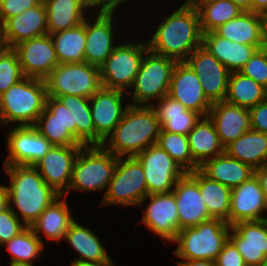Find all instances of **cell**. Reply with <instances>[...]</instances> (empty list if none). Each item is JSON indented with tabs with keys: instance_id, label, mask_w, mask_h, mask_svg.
I'll list each match as a JSON object with an SVG mask.
<instances>
[{
	"instance_id": "94428289",
	"label": "cell",
	"mask_w": 267,
	"mask_h": 266,
	"mask_svg": "<svg viewBox=\"0 0 267 266\" xmlns=\"http://www.w3.org/2000/svg\"><path fill=\"white\" fill-rule=\"evenodd\" d=\"M198 1H200V0H186L185 1V3H188V4H195V3H197Z\"/></svg>"
},
{
	"instance_id": "9c48e42d",
	"label": "cell",
	"mask_w": 267,
	"mask_h": 266,
	"mask_svg": "<svg viewBox=\"0 0 267 266\" xmlns=\"http://www.w3.org/2000/svg\"><path fill=\"white\" fill-rule=\"evenodd\" d=\"M147 195V184L140 162L135 157H126V159L118 157L102 204L141 206Z\"/></svg>"
},
{
	"instance_id": "ac0fdd59",
	"label": "cell",
	"mask_w": 267,
	"mask_h": 266,
	"mask_svg": "<svg viewBox=\"0 0 267 266\" xmlns=\"http://www.w3.org/2000/svg\"><path fill=\"white\" fill-rule=\"evenodd\" d=\"M229 210V225L242 221H257L267 217V200L259 178L254 174L247 181L232 188Z\"/></svg>"
},
{
	"instance_id": "2e32d148",
	"label": "cell",
	"mask_w": 267,
	"mask_h": 266,
	"mask_svg": "<svg viewBox=\"0 0 267 266\" xmlns=\"http://www.w3.org/2000/svg\"><path fill=\"white\" fill-rule=\"evenodd\" d=\"M82 146L53 145L43 158L34 165L44 181L61 196H64V192L68 191L75 160Z\"/></svg>"
},
{
	"instance_id": "db71d44e",
	"label": "cell",
	"mask_w": 267,
	"mask_h": 266,
	"mask_svg": "<svg viewBox=\"0 0 267 266\" xmlns=\"http://www.w3.org/2000/svg\"><path fill=\"white\" fill-rule=\"evenodd\" d=\"M9 207L8 192L6 186L0 185V212Z\"/></svg>"
},
{
	"instance_id": "d6986e66",
	"label": "cell",
	"mask_w": 267,
	"mask_h": 266,
	"mask_svg": "<svg viewBox=\"0 0 267 266\" xmlns=\"http://www.w3.org/2000/svg\"><path fill=\"white\" fill-rule=\"evenodd\" d=\"M48 34L47 12L43 0L1 25L2 46L14 48L23 41Z\"/></svg>"
},
{
	"instance_id": "7c38bea8",
	"label": "cell",
	"mask_w": 267,
	"mask_h": 266,
	"mask_svg": "<svg viewBox=\"0 0 267 266\" xmlns=\"http://www.w3.org/2000/svg\"><path fill=\"white\" fill-rule=\"evenodd\" d=\"M100 10L96 13V21L90 24L86 18V45H85V62L100 66L105 62L112 53L114 46L113 38V12L117 5L102 3Z\"/></svg>"
},
{
	"instance_id": "680465c9",
	"label": "cell",
	"mask_w": 267,
	"mask_h": 266,
	"mask_svg": "<svg viewBox=\"0 0 267 266\" xmlns=\"http://www.w3.org/2000/svg\"><path fill=\"white\" fill-rule=\"evenodd\" d=\"M9 266H33V264L27 262H20V261H11Z\"/></svg>"
},
{
	"instance_id": "60d3db41",
	"label": "cell",
	"mask_w": 267,
	"mask_h": 266,
	"mask_svg": "<svg viewBox=\"0 0 267 266\" xmlns=\"http://www.w3.org/2000/svg\"><path fill=\"white\" fill-rule=\"evenodd\" d=\"M200 78L203 74L231 73L202 45L196 48L185 61Z\"/></svg>"
},
{
	"instance_id": "30bf717a",
	"label": "cell",
	"mask_w": 267,
	"mask_h": 266,
	"mask_svg": "<svg viewBox=\"0 0 267 266\" xmlns=\"http://www.w3.org/2000/svg\"><path fill=\"white\" fill-rule=\"evenodd\" d=\"M148 45L125 43L116 46L100 66L103 88L123 91L132 88Z\"/></svg>"
},
{
	"instance_id": "f5cc1de1",
	"label": "cell",
	"mask_w": 267,
	"mask_h": 266,
	"mask_svg": "<svg viewBox=\"0 0 267 266\" xmlns=\"http://www.w3.org/2000/svg\"><path fill=\"white\" fill-rule=\"evenodd\" d=\"M252 12L261 15L267 12V0H252Z\"/></svg>"
},
{
	"instance_id": "4dcf8cb0",
	"label": "cell",
	"mask_w": 267,
	"mask_h": 266,
	"mask_svg": "<svg viewBox=\"0 0 267 266\" xmlns=\"http://www.w3.org/2000/svg\"><path fill=\"white\" fill-rule=\"evenodd\" d=\"M187 137L192 158L199 166L206 160L224 153V147L209 116L200 119Z\"/></svg>"
},
{
	"instance_id": "7dc6e473",
	"label": "cell",
	"mask_w": 267,
	"mask_h": 266,
	"mask_svg": "<svg viewBox=\"0 0 267 266\" xmlns=\"http://www.w3.org/2000/svg\"><path fill=\"white\" fill-rule=\"evenodd\" d=\"M42 0H0V25L38 5Z\"/></svg>"
},
{
	"instance_id": "11a10c76",
	"label": "cell",
	"mask_w": 267,
	"mask_h": 266,
	"mask_svg": "<svg viewBox=\"0 0 267 266\" xmlns=\"http://www.w3.org/2000/svg\"><path fill=\"white\" fill-rule=\"evenodd\" d=\"M114 263H95V262H82L72 261L71 266H113Z\"/></svg>"
},
{
	"instance_id": "6125c7cd",
	"label": "cell",
	"mask_w": 267,
	"mask_h": 266,
	"mask_svg": "<svg viewBox=\"0 0 267 266\" xmlns=\"http://www.w3.org/2000/svg\"><path fill=\"white\" fill-rule=\"evenodd\" d=\"M257 266H267V261L266 262H263L262 264L257 265Z\"/></svg>"
},
{
	"instance_id": "f907efd6",
	"label": "cell",
	"mask_w": 267,
	"mask_h": 266,
	"mask_svg": "<svg viewBox=\"0 0 267 266\" xmlns=\"http://www.w3.org/2000/svg\"><path fill=\"white\" fill-rule=\"evenodd\" d=\"M256 176L259 178V181L262 186V190L267 200V163L262 167L255 170Z\"/></svg>"
},
{
	"instance_id": "7402d4cb",
	"label": "cell",
	"mask_w": 267,
	"mask_h": 266,
	"mask_svg": "<svg viewBox=\"0 0 267 266\" xmlns=\"http://www.w3.org/2000/svg\"><path fill=\"white\" fill-rule=\"evenodd\" d=\"M178 209L179 231L212 219L200 195L198 183L186 173L172 190Z\"/></svg>"
},
{
	"instance_id": "e575fe53",
	"label": "cell",
	"mask_w": 267,
	"mask_h": 266,
	"mask_svg": "<svg viewBox=\"0 0 267 266\" xmlns=\"http://www.w3.org/2000/svg\"><path fill=\"white\" fill-rule=\"evenodd\" d=\"M266 93L267 89L253 79L240 72H231L225 101L250 109L266 100Z\"/></svg>"
},
{
	"instance_id": "cb8c5ba5",
	"label": "cell",
	"mask_w": 267,
	"mask_h": 266,
	"mask_svg": "<svg viewBox=\"0 0 267 266\" xmlns=\"http://www.w3.org/2000/svg\"><path fill=\"white\" fill-rule=\"evenodd\" d=\"M47 12L48 34L64 31L81 24L84 9L100 6V0H43Z\"/></svg>"
},
{
	"instance_id": "91938a15",
	"label": "cell",
	"mask_w": 267,
	"mask_h": 266,
	"mask_svg": "<svg viewBox=\"0 0 267 266\" xmlns=\"http://www.w3.org/2000/svg\"><path fill=\"white\" fill-rule=\"evenodd\" d=\"M128 0H107V3L108 4H112V5H119L121 4L122 2H127Z\"/></svg>"
},
{
	"instance_id": "6da1fadb",
	"label": "cell",
	"mask_w": 267,
	"mask_h": 266,
	"mask_svg": "<svg viewBox=\"0 0 267 266\" xmlns=\"http://www.w3.org/2000/svg\"><path fill=\"white\" fill-rule=\"evenodd\" d=\"M148 49L156 54L185 62L202 45L203 32L199 14L193 4L185 3L157 26Z\"/></svg>"
},
{
	"instance_id": "6f0895ef",
	"label": "cell",
	"mask_w": 267,
	"mask_h": 266,
	"mask_svg": "<svg viewBox=\"0 0 267 266\" xmlns=\"http://www.w3.org/2000/svg\"><path fill=\"white\" fill-rule=\"evenodd\" d=\"M261 18H262L264 47H267V12L263 13L261 15Z\"/></svg>"
},
{
	"instance_id": "d590c367",
	"label": "cell",
	"mask_w": 267,
	"mask_h": 266,
	"mask_svg": "<svg viewBox=\"0 0 267 266\" xmlns=\"http://www.w3.org/2000/svg\"><path fill=\"white\" fill-rule=\"evenodd\" d=\"M71 111L72 125L76 126V139L83 145H95V129L88 98L74 95L56 97Z\"/></svg>"
},
{
	"instance_id": "c3c4849f",
	"label": "cell",
	"mask_w": 267,
	"mask_h": 266,
	"mask_svg": "<svg viewBox=\"0 0 267 266\" xmlns=\"http://www.w3.org/2000/svg\"><path fill=\"white\" fill-rule=\"evenodd\" d=\"M215 262L217 266H247L230 239L224 244Z\"/></svg>"
},
{
	"instance_id": "f6af8a7d",
	"label": "cell",
	"mask_w": 267,
	"mask_h": 266,
	"mask_svg": "<svg viewBox=\"0 0 267 266\" xmlns=\"http://www.w3.org/2000/svg\"><path fill=\"white\" fill-rule=\"evenodd\" d=\"M239 72L267 89V47L257 49Z\"/></svg>"
},
{
	"instance_id": "484cf974",
	"label": "cell",
	"mask_w": 267,
	"mask_h": 266,
	"mask_svg": "<svg viewBox=\"0 0 267 266\" xmlns=\"http://www.w3.org/2000/svg\"><path fill=\"white\" fill-rule=\"evenodd\" d=\"M158 101L157 106L154 103H150V106L155 110L163 131L188 135L202 117L199 113L186 109L169 95Z\"/></svg>"
},
{
	"instance_id": "5b68a950",
	"label": "cell",
	"mask_w": 267,
	"mask_h": 266,
	"mask_svg": "<svg viewBox=\"0 0 267 266\" xmlns=\"http://www.w3.org/2000/svg\"><path fill=\"white\" fill-rule=\"evenodd\" d=\"M227 222L221 219H210L194 227L181 229L173 242L178 244L175 256L188 260H216L229 240Z\"/></svg>"
},
{
	"instance_id": "8fae6325",
	"label": "cell",
	"mask_w": 267,
	"mask_h": 266,
	"mask_svg": "<svg viewBox=\"0 0 267 266\" xmlns=\"http://www.w3.org/2000/svg\"><path fill=\"white\" fill-rule=\"evenodd\" d=\"M135 158L143 167L148 195L172 192L176 182L187 173L157 144L149 146Z\"/></svg>"
},
{
	"instance_id": "4316f807",
	"label": "cell",
	"mask_w": 267,
	"mask_h": 266,
	"mask_svg": "<svg viewBox=\"0 0 267 266\" xmlns=\"http://www.w3.org/2000/svg\"><path fill=\"white\" fill-rule=\"evenodd\" d=\"M199 170L213 181L229 188H235L255 174V170L239 160L229 157L225 152L206 160Z\"/></svg>"
},
{
	"instance_id": "1f68e13d",
	"label": "cell",
	"mask_w": 267,
	"mask_h": 266,
	"mask_svg": "<svg viewBox=\"0 0 267 266\" xmlns=\"http://www.w3.org/2000/svg\"><path fill=\"white\" fill-rule=\"evenodd\" d=\"M62 198L63 196H60L50 204L30 226L37 237L42 231L49 240L64 239L65 233L75 219L71 216L66 199L62 201Z\"/></svg>"
},
{
	"instance_id": "d6a6232c",
	"label": "cell",
	"mask_w": 267,
	"mask_h": 266,
	"mask_svg": "<svg viewBox=\"0 0 267 266\" xmlns=\"http://www.w3.org/2000/svg\"><path fill=\"white\" fill-rule=\"evenodd\" d=\"M63 240L67 241L80 254L79 259L73 261L114 263L97 235L76 221L71 224Z\"/></svg>"
},
{
	"instance_id": "f35d334b",
	"label": "cell",
	"mask_w": 267,
	"mask_h": 266,
	"mask_svg": "<svg viewBox=\"0 0 267 266\" xmlns=\"http://www.w3.org/2000/svg\"><path fill=\"white\" fill-rule=\"evenodd\" d=\"M12 254V261L27 262L33 264L43 250L44 243L37 237L31 227H26L18 235L4 243Z\"/></svg>"
},
{
	"instance_id": "83f0119b",
	"label": "cell",
	"mask_w": 267,
	"mask_h": 266,
	"mask_svg": "<svg viewBox=\"0 0 267 266\" xmlns=\"http://www.w3.org/2000/svg\"><path fill=\"white\" fill-rule=\"evenodd\" d=\"M214 32L232 42L264 46L261 14L252 11H243L238 17L216 28Z\"/></svg>"
},
{
	"instance_id": "ba28073f",
	"label": "cell",
	"mask_w": 267,
	"mask_h": 266,
	"mask_svg": "<svg viewBox=\"0 0 267 266\" xmlns=\"http://www.w3.org/2000/svg\"><path fill=\"white\" fill-rule=\"evenodd\" d=\"M142 58L139 71L133 83V102L144 106L152 99L159 100L169 93L171 74L175 60L156 54L149 49Z\"/></svg>"
},
{
	"instance_id": "7a4b0ae2",
	"label": "cell",
	"mask_w": 267,
	"mask_h": 266,
	"mask_svg": "<svg viewBox=\"0 0 267 266\" xmlns=\"http://www.w3.org/2000/svg\"><path fill=\"white\" fill-rule=\"evenodd\" d=\"M9 175V207L27 227H30L40 214L61 195L50 187L34 166L3 165ZM20 215L13 209L14 205Z\"/></svg>"
},
{
	"instance_id": "3957f363",
	"label": "cell",
	"mask_w": 267,
	"mask_h": 266,
	"mask_svg": "<svg viewBox=\"0 0 267 266\" xmlns=\"http://www.w3.org/2000/svg\"><path fill=\"white\" fill-rule=\"evenodd\" d=\"M160 129L156 112L149 104L129 105L119 124L107 137L108 141L105 140L102 146L117 157H135L157 143Z\"/></svg>"
},
{
	"instance_id": "8d00e7d4",
	"label": "cell",
	"mask_w": 267,
	"mask_h": 266,
	"mask_svg": "<svg viewBox=\"0 0 267 266\" xmlns=\"http://www.w3.org/2000/svg\"><path fill=\"white\" fill-rule=\"evenodd\" d=\"M194 6L198 11L203 33L213 32L244 11L231 0H200Z\"/></svg>"
},
{
	"instance_id": "816d5d0a",
	"label": "cell",
	"mask_w": 267,
	"mask_h": 266,
	"mask_svg": "<svg viewBox=\"0 0 267 266\" xmlns=\"http://www.w3.org/2000/svg\"><path fill=\"white\" fill-rule=\"evenodd\" d=\"M176 261L177 266H217L214 260H188Z\"/></svg>"
},
{
	"instance_id": "7bdbcfd3",
	"label": "cell",
	"mask_w": 267,
	"mask_h": 266,
	"mask_svg": "<svg viewBox=\"0 0 267 266\" xmlns=\"http://www.w3.org/2000/svg\"><path fill=\"white\" fill-rule=\"evenodd\" d=\"M37 121H59L76 138V126L72 125L71 111L57 98L47 96L46 106Z\"/></svg>"
},
{
	"instance_id": "8992f818",
	"label": "cell",
	"mask_w": 267,
	"mask_h": 266,
	"mask_svg": "<svg viewBox=\"0 0 267 266\" xmlns=\"http://www.w3.org/2000/svg\"><path fill=\"white\" fill-rule=\"evenodd\" d=\"M118 157L102 145L82 146L75 160L68 191H96L108 188Z\"/></svg>"
},
{
	"instance_id": "9a60e30c",
	"label": "cell",
	"mask_w": 267,
	"mask_h": 266,
	"mask_svg": "<svg viewBox=\"0 0 267 266\" xmlns=\"http://www.w3.org/2000/svg\"><path fill=\"white\" fill-rule=\"evenodd\" d=\"M168 95L186 109L208 116L212 102L206 97L200 78L186 62H177L171 74Z\"/></svg>"
},
{
	"instance_id": "681fc988",
	"label": "cell",
	"mask_w": 267,
	"mask_h": 266,
	"mask_svg": "<svg viewBox=\"0 0 267 266\" xmlns=\"http://www.w3.org/2000/svg\"><path fill=\"white\" fill-rule=\"evenodd\" d=\"M249 110L251 129L267 134V99Z\"/></svg>"
},
{
	"instance_id": "ffe728a7",
	"label": "cell",
	"mask_w": 267,
	"mask_h": 266,
	"mask_svg": "<svg viewBox=\"0 0 267 266\" xmlns=\"http://www.w3.org/2000/svg\"><path fill=\"white\" fill-rule=\"evenodd\" d=\"M229 239L234 243L247 266L267 261V218L242 221L232 225Z\"/></svg>"
},
{
	"instance_id": "52a82bcc",
	"label": "cell",
	"mask_w": 267,
	"mask_h": 266,
	"mask_svg": "<svg viewBox=\"0 0 267 266\" xmlns=\"http://www.w3.org/2000/svg\"><path fill=\"white\" fill-rule=\"evenodd\" d=\"M47 96L90 98L101 87L100 68L87 62L58 64L44 79Z\"/></svg>"
},
{
	"instance_id": "4fadbf2b",
	"label": "cell",
	"mask_w": 267,
	"mask_h": 266,
	"mask_svg": "<svg viewBox=\"0 0 267 266\" xmlns=\"http://www.w3.org/2000/svg\"><path fill=\"white\" fill-rule=\"evenodd\" d=\"M123 91L101 87L90 98L91 116L95 129V145H102L121 121L128 103L122 105Z\"/></svg>"
},
{
	"instance_id": "603a6c76",
	"label": "cell",
	"mask_w": 267,
	"mask_h": 266,
	"mask_svg": "<svg viewBox=\"0 0 267 266\" xmlns=\"http://www.w3.org/2000/svg\"><path fill=\"white\" fill-rule=\"evenodd\" d=\"M208 116L224 148L251 129L250 110L226 101L214 102Z\"/></svg>"
},
{
	"instance_id": "ee69618b",
	"label": "cell",
	"mask_w": 267,
	"mask_h": 266,
	"mask_svg": "<svg viewBox=\"0 0 267 266\" xmlns=\"http://www.w3.org/2000/svg\"><path fill=\"white\" fill-rule=\"evenodd\" d=\"M230 73L203 74L200 77L206 97L212 102L225 101Z\"/></svg>"
},
{
	"instance_id": "9f6ffc18",
	"label": "cell",
	"mask_w": 267,
	"mask_h": 266,
	"mask_svg": "<svg viewBox=\"0 0 267 266\" xmlns=\"http://www.w3.org/2000/svg\"><path fill=\"white\" fill-rule=\"evenodd\" d=\"M244 11H252V0H231Z\"/></svg>"
},
{
	"instance_id": "d4e9b609",
	"label": "cell",
	"mask_w": 267,
	"mask_h": 266,
	"mask_svg": "<svg viewBox=\"0 0 267 266\" xmlns=\"http://www.w3.org/2000/svg\"><path fill=\"white\" fill-rule=\"evenodd\" d=\"M202 46L230 72H239L255 51L264 47L232 42L214 31L203 33Z\"/></svg>"
},
{
	"instance_id": "277c9868",
	"label": "cell",
	"mask_w": 267,
	"mask_h": 266,
	"mask_svg": "<svg viewBox=\"0 0 267 266\" xmlns=\"http://www.w3.org/2000/svg\"><path fill=\"white\" fill-rule=\"evenodd\" d=\"M43 79L24 77L0 96V122H20L18 126H35L46 106Z\"/></svg>"
},
{
	"instance_id": "b9f144b4",
	"label": "cell",
	"mask_w": 267,
	"mask_h": 266,
	"mask_svg": "<svg viewBox=\"0 0 267 266\" xmlns=\"http://www.w3.org/2000/svg\"><path fill=\"white\" fill-rule=\"evenodd\" d=\"M35 127L52 145H82L59 121H37Z\"/></svg>"
},
{
	"instance_id": "e0dca14e",
	"label": "cell",
	"mask_w": 267,
	"mask_h": 266,
	"mask_svg": "<svg viewBox=\"0 0 267 266\" xmlns=\"http://www.w3.org/2000/svg\"><path fill=\"white\" fill-rule=\"evenodd\" d=\"M14 49L24 77L44 80L59 64L50 34L23 41Z\"/></svg>"
},
{
	"instance_id": "5bb4252c",
	"label": "cell",
	"mask_w": 267,
	"mask_h": 266,
	"mask_svg": "<svg viewBox=\"0 0 267 266\" xmlns=\"http://www.w3.org/2000/svg\"><path fill=\"white\" fill-rule=\"evenodd\" d=\"M4 165L34 166L53 146L35 126H15L8 132Z\"/></svg>"
},
{
	"instance_id": "836d02e7",
	"label": "cell",
	"mask_w": 267,
	"mask_h": 266,
	"mask_svg": "<svg viewBox=\"0 0 267 266\" xmlns=\"http://www.w3.org/2000/svg\"><path fill=\"white\" fill-rule=\"evenodd\" d=\"M59 64L85 62L86 19L76 27L51 34Z\"/></svg>"
},
{
	"instance_id": "44dd1931",
	"label": "cell",
	"mask_w": 267,
	"mask_h": 266,
	"mask_svg": "<svg viewBox=\"0 0 267 266\" xmlns=\"http://www.w3.org/2000/svg\"><path fill=\"white\" fill-rule=\"evenodd\" d=\"M150 198L142 222L161 238L174 241L179 232L178 209L173 192L147 195Z\"/></svg>"
},
{
	"instance_id": "f1b7e54d",
	"label": "cell",
	"mask_w": 267,
	"mask_h": 266,
	"mask_svg": "<svg viewBox=\"0 0 267 266\" xmlns=\"http://www.w3.org/2000/svg\"><path fill=\"white\" fill-rule=\"evenodd\" d=\"M232 158L249 165L256 170L267 163V134L247 130L242 136L224 148Z\"/></svg>"
},
{
	"instance_id": "74e56055",
	"label": "cell",
	"mask_w": 267,
	"mask_h": 266,
	"mask_svg": "<svg viewBox=\"0 0 267 266\" xmlns=\"http://www.w3.org/2000/svg\"><path fill=\"white\" fill-rule=\"evenodd\" d=\"M156 144L164 149L187 173L199 169L200 166L192 158L187 135L160 129Z\"/></svg>"
},
{
	"instance_id": "be15d7a7",
	"label": "cell",
	"mask_w": 267,
	"mask_h": 266,
	"mask_svg": "<svg viewBox=\"0 0 267 266\" xmlns=\"http://www.w3.org/2000/svg\"><path fill=\"white\" fill-rule=\"evenodd\" d=\"M102 3H107V0H100Z\"/></svg>"
},
{
	"instance_id": "f546056e",
	"label": "cell",
	"mask_w": 267,
	"mask_h": 266,
	"mask_svg": "<svg viewBox=\"0 0 267 266\" xmlns=\"http://www.w3.org/2000/svg\"><path fill=\"white\" fill-rule=\"evenodd\" d=\"M199 185L207 212L212 219H221L229 224L232 189L209 179L199 169L188 173Z\"/></svg>"
},
{
	"instance_id": "ab89813d",
	"label": "cell",
	"mask_w": 267,
	"mask_h": 266,
	"mask_svg": "<svg viewBox=\"0 0 267 266\" xmlns=\"http://www.w3.org/2000/svg\"><path fill=\"white\" fill-rule=\"evenodd\" d=\"M24 75L21 70L18 54L14 48L0 47V96L9 87L18 83Z\"/></svg>"
},
{
	"instance_id": "bcb514c9",
	"label": "cell",
	"mask_w": 267,
	"mask_h": 266,
	"mask_svg": "<svg viewBox=\"0 0 267 266\" xmlns=\"http://www.w3.org/2000/svg\"><path fill=\"white\" fill-rule=\"evenodd\" d=\"M21 221L10 207L0 212V245L9 241L27 227L23 223L21 224Z\"/></svg>"
}]
</instances>
